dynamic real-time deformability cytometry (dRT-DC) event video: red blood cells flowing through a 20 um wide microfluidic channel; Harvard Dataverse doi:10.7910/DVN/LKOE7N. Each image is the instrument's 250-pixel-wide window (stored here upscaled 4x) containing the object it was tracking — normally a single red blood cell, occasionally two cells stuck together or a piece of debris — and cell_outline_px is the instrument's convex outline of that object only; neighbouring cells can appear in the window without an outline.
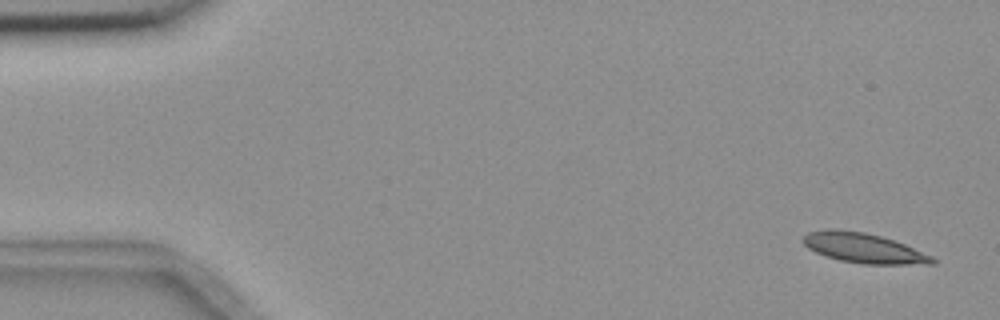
{"species": "common noctule bat (a hibernating species)", "species_latin": "Nyctalus noctula", "temperature_condition": "room temperature", "stored_images_in_passage": 5, "camera_frame_rate_fps": 3000, "um_per_image_px": 0.085, "animal": {"sex": "female", "body_mass_g": 18.4}, "frame": {"image": 1, "passage_image": 1, "time_ms": 0.0, "image_size_px": [1000, 320], "cell_outline_px": [[936, 264], [864, 264], [840, 260], [824, 256], [808, 248], [800, 240], [808, 232], [828, 228], [836, 228], [864, 232], [880, 236], [904, 244], [932, 256], [936, 260]], "centroid_in_image_um": [73.36, 21.07], "position_along_channel_um": 11.6, "area_um2": 22.54}}
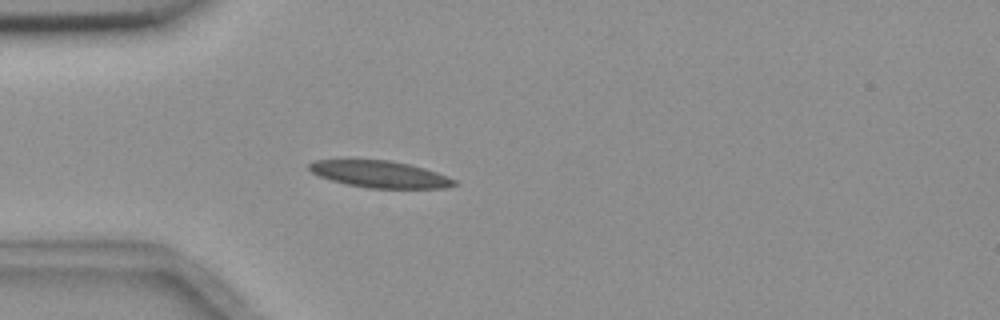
{"frame": {"image": 2, "passage_image": 5, "time_ms": 4.333, "image_size_px": [1000, 320], "cell_outline_px": [[460, 184], [444, 188], [368, 188], [348, 184], [332, 180], [320, 176], [312, 172], [308, 168], [308, 164], [316, 160], [392, 160], [424, 168], [436, 172], [456, 180]], "centroid_in_image_um": [32.32, 14.81], "position_along_channel_um": 52.7, "area_um2": 22.48}}